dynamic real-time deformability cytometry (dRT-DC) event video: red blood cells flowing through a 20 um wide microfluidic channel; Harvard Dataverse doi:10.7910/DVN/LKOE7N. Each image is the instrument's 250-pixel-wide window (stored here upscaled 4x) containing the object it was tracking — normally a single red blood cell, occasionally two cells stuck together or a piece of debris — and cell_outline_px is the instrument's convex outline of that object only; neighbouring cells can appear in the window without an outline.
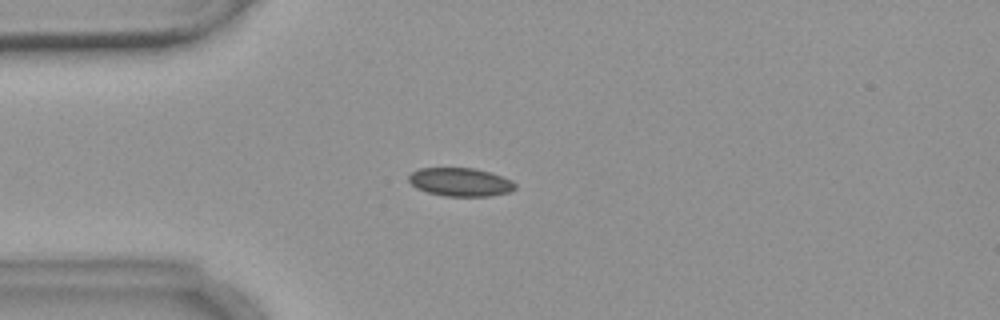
{"species": "common noctule bat (a hibernating species)", "species_latin": "Nyctalus noctula", "temperature_condition": "warm", "stored_images_in_passage": 4, "camera_frame_rate_fps": 3000, "um_per_image_px": 0.085, "animal": {"sex": "female", "body_mass_g": 18.4}, "frame": {"image": 1, "passage_image": 4, "time_ms": 4.0, "image_size_px": [1000, 320], "cell_outline_px": [[516, 188], [508, 192], [492, 196], [444, 196], [428, 192], [416, 188], [408, 180], [408, 176], [412, 172], [420, 168], [476, 168], [512, 180], [516, 184]], "centroid_in_image_um": [39.12, 15.48], "position_along_channel_um": 45.9, "area_um2": 17.57}}